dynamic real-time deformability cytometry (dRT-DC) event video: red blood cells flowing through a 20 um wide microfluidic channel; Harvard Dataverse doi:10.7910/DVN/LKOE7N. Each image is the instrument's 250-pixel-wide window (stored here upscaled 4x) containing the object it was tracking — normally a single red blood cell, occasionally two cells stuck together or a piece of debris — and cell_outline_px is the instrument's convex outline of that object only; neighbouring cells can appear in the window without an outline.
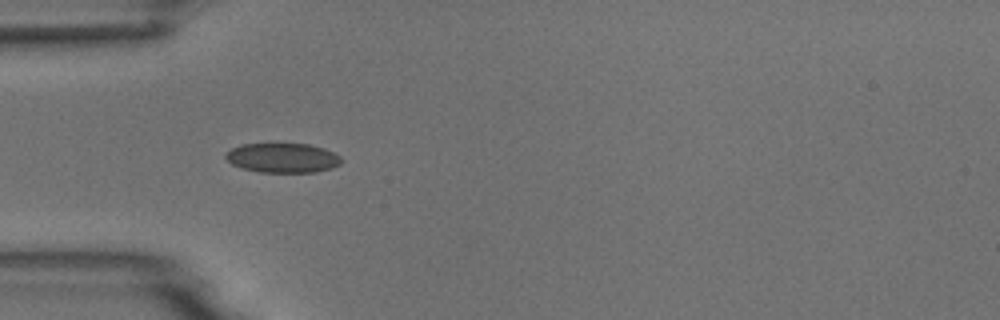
{"species": "common noctule bat (a hibernating species)", "species_latin": "Nyctalus noctula", "temperature_condition": "room temperature", "stored_images_in_passage": 4, "camera_frame_rate_fps": 3000, "um_per_image_px": 0.085, "animal": {"sex": "male", "body_mass_g": 18.8}, "frame": {"image": 1, "passage_image": 1, "time_ms": 0.0, "image_size_px": [1000, 320], "cell_outline_px": [[344, 160], [340, 164], [332, 168], [316, 172], [260, 172], [244, 168], [232, 164], [224, 156], [232, 148], [240, 144], [308, 144], [324, 148], [340, 156]], "centroid_in_image_um": [24.06, 13.42], "position_along_channel_um": 60.9, "area_um2": 19.83}}